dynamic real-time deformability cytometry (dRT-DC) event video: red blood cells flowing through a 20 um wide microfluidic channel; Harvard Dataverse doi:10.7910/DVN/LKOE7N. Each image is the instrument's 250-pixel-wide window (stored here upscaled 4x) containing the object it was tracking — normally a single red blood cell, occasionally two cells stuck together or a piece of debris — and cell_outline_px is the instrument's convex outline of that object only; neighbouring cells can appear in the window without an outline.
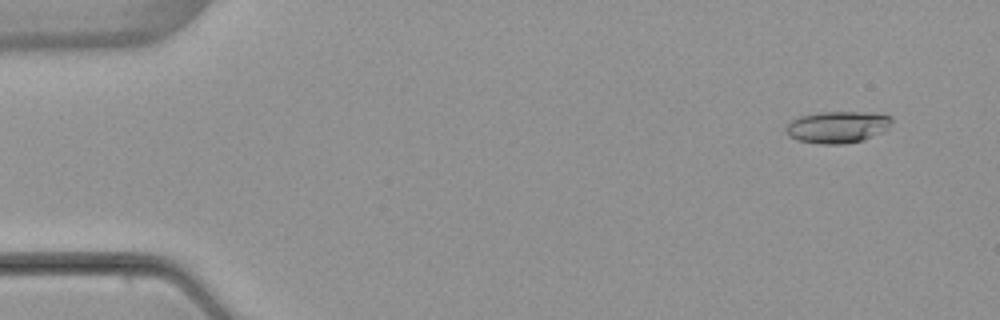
{"species": "common noctule bat (a hibernating species)", "species_latin": "Nyctalus noctula", "temperature_condition": "warm", "stored_images_in_passage": 5, "camera_frame_rate_fps": 3000, "um_per_image_px": 0.085, "animal": {"sex": "female", "body_mass_g": 22.7, "forearm_length_mm": 54.2}, "frame": {"image": 1, "passage_image": 1, "time_ms": 0.0, "image_size_px": [1000, 320], "cell_outline_px": [[892, 120], [888, 128], [884, 132], [864, 140], [844, 144], [820, 144], [796, 140], [788, 136], [784, 132], [784, 128], [792, 120], [800, 116], [816, 112], [880, 112], [892, 116]], "centroid_in_image_um": [71.2, 10.79], "position_along_channel_um": 13.8, "area_um2": 20.11}}
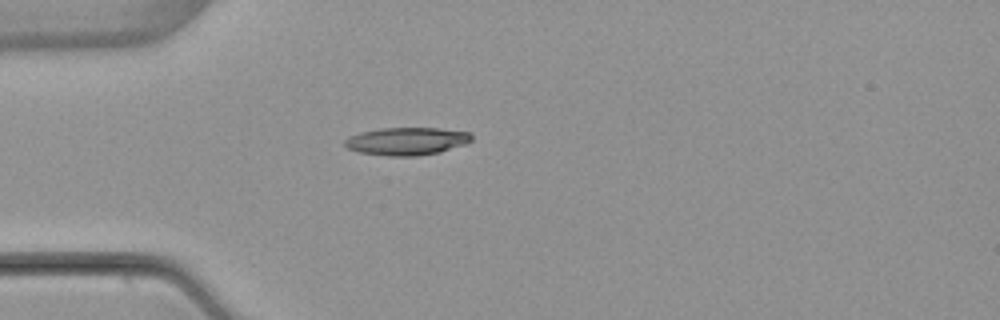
{"frame": {"image": 2, "passage_image": 4, "time_ms": 3.667, "image_size_px": [1000, 320], "cell_outline_px": [[472, 140], [464, 144], [440, 152], [416, 156], [388, 156], [360, 152], [348, 148], [344, 144], [344, 140], [348, 136], [360, 132], [380, 128], [440, 128], [472, 132]], "centroid_in_image_um": [34.58, 11.99], "position_along_channel_um": 50.4, "area_um2": 20.58}}